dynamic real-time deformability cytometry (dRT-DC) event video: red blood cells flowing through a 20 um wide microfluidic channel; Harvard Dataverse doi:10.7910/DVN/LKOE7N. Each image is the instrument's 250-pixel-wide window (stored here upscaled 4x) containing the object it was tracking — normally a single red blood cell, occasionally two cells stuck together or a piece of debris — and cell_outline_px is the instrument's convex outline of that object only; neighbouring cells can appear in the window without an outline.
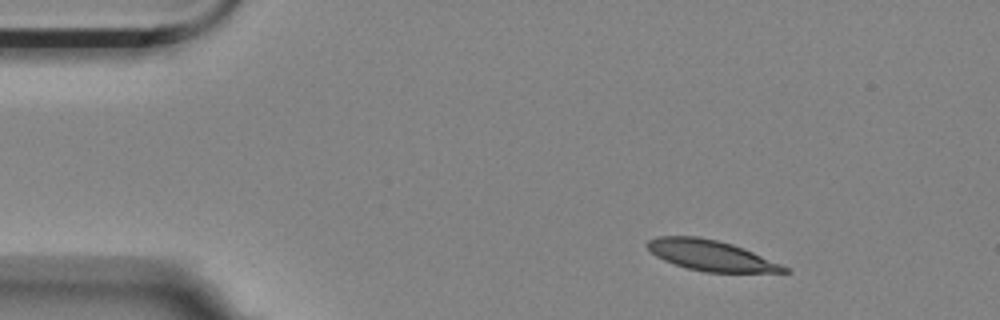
{"species": "Egyptian fruit bat (a non-hibernating species)", "species_latin": "Rousettus aegyptiacus", "temperature_condition": "room temperature", "stored_images_in_passage": 3, "camera_frame_rate_fps": 3000, "um_per_image_px": 0.085, "animal": {"sex": "female"}, "frame": {"image": 1, "passage_image": 1, "time_ms": 0.0, "image_size_px": [1000, 320], "cell_outline_px": [[792, 272], [704, 272], [688, 268], [664, 260], [656, 256], [644, 244], [648, 240], [656, 236], [696, 236], [716, 240], [732, 244], [744, 248], [780, 264], [788, 268]], "centroid_in_image_um": [60.39, 21.7], "position_along_channel_um": 24.6, "area_um2": 24.1}}